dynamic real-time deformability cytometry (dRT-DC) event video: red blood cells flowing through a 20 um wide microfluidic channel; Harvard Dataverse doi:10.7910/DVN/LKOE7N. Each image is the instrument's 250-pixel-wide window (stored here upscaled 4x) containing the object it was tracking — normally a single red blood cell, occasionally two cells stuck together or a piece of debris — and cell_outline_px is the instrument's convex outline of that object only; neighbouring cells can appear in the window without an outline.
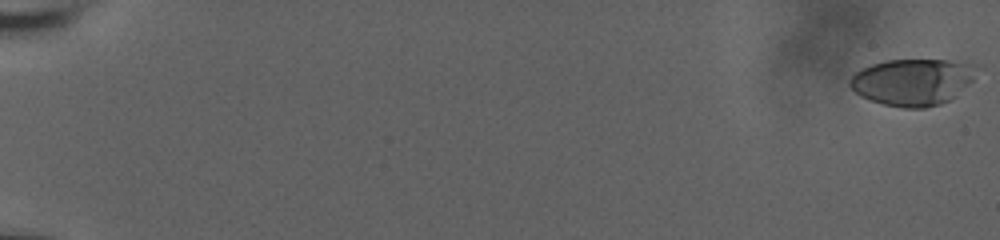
{"species": "human", "species_latin": "Homo sapiens", "temperature_condition": "room temperature", "stored_images_in_passage": 60, "camera_frame_rate_fps": 3000, "um_per_image_px": 0.085, "donor": {"sex": "male"}, "frame": {"image": 1, "passage_image": 1, "time_ms": 0.0, "image_size_px": [1000, 240], "cell_outline_px": [[976, 64], [972, 80], [948, 100], [940, 104], [924, 108], [904, 108], [884, 104], [860, 96], [848, 84], [848, 80], [860, 68], [872, 64], [888, 60], [948, 60]], "centroid_in_image_um": [77.52, 6.96], "position_along_channel_um": 7.5, "area_um2": 34.04}}
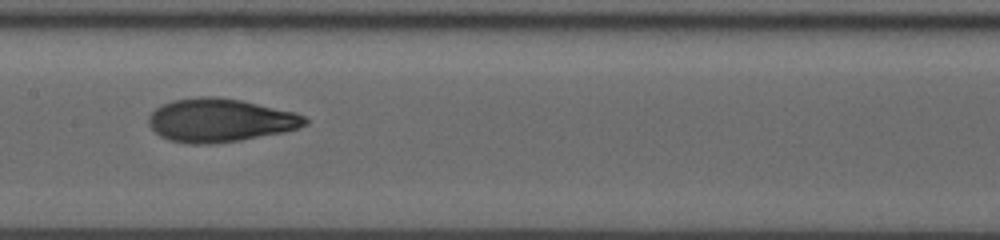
{"frame": {"image": 2, "passage_image": 34, "time_ms": 11.0, "image_size_px": [1000, 240], "cell_outline_px": [[308, 124], [284, 132], [240, 140], [212, 144], [188, 144], [172, 140], [160, 136], [148, 124], [148, 116], [156, 108], [172, 100], [200, 96], [216, 96], [240, 100], [296, 112], [304, 116], [308, 120]], "centroid_in_image_um": [18.7, 10.22], "position_along_channel_um": 188.7, "area_um2": 39.48}}
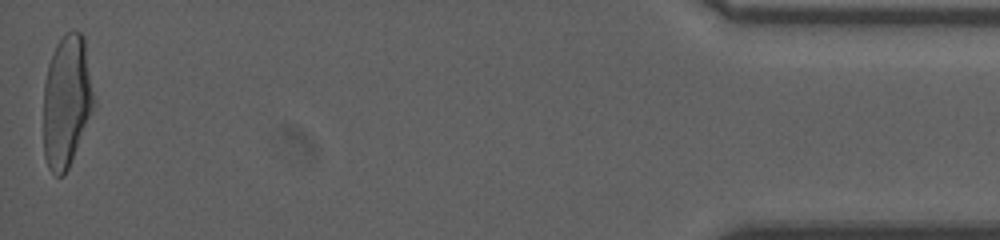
{"frame": {"image": 3, "passage_image": 60, "time_ms": 19.667, "image_size_px": [1000, 240], "cell_outline_px": [[96, 104], [68, 168], [64, 176], [56, 176], [48, 168], [44, 156], [44, 84], [48, 64], [56, 44], [68, 32], [80, 32], [84, 36]], "centroid_in_image_um": [5.67, 8.62], "position_along_channel_um": 429.5, "area_um2": 38.9}, "authors_computed_cell_mechanics": {"area_um2": 37.7145, "velocity_mm_per_s": 3.7356, "shape_relaxation_time_tau1_ms": 5.3868, "shape_relaxation_time_tau2_ms": 1.3295, "deformation_change_tau1": 0.2153, "deformation_change_tau2": 0.0727}}